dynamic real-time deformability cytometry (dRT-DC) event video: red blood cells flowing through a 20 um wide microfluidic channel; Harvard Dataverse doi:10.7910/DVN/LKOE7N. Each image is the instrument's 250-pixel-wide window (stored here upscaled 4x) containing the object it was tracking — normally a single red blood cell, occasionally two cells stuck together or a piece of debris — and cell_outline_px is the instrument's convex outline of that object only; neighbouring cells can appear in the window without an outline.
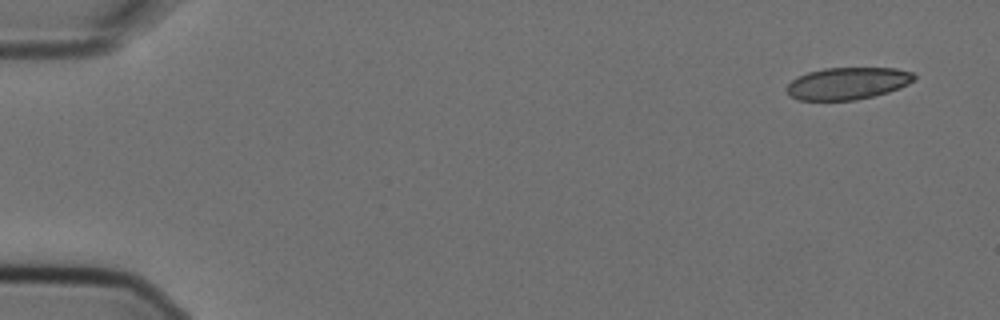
{"species": "Egyptian fruit bat (a non-hibernating species)", "species_latin": "Rousettus aegyptiacus", "temperature_condition": "cold", "stored_images_in_passage": 5, "camera_frame_rate_fps": 3000, "um_per_image_px": 0.085, "animal": {"sex": "female"}, "frame": {"image": 1, "passage_image": 1, "time_ms": 0.0, "image_size_px": [1000, 320], "cell_outline_px": [[916, 76], [908, 84], [900, 88], [888, 92], [856, 100], [800, 100], [792, 96], [784, 88], [796, 76], [808, 72], [824, 68], [896, 68], [912, 72]], "centroid_in_image_um": [72.03, 7.08], "position_along_channel_um": 13.0, "area_um2": 23.81}}
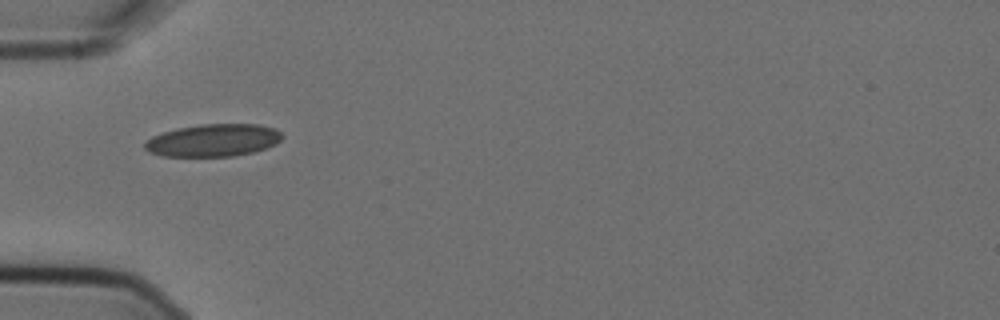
{"frame": {"image": 2, "passage_image": 5, "time_ms": 1.333, "image_size_px": [1000, 320], "cell_outline_px": [[284, 136], [276, 144], [252, 152], [232, 156], [160, 156], [148, 152], [144, 148], [144, 144], [152, 136], [176, 128], [200, 124], [260, 124], [276, 128]], "centroid_in_image_um": [18.12, 11.92], "position_along_channel_um": 66.9, "area_um2": 26.07}}